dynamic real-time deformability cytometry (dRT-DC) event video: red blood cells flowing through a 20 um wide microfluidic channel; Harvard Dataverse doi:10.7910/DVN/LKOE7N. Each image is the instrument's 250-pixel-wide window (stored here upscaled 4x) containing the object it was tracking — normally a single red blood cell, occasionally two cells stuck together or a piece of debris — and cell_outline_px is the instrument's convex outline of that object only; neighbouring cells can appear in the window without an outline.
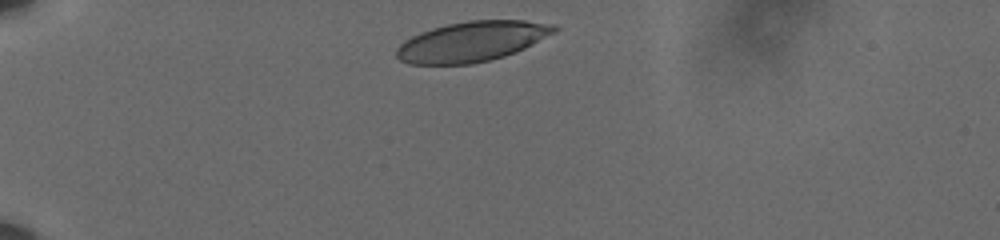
{"species": "human", "species_latin": "Homo sapiens", "temperature_condition": "cold", "stored_images_in_passage": 10, "camera_frame_rate_fps": 3000, "um_per_image_px": 0.085, "donor": {"sex": "male"}, "frame": {"image": 1, "passage_image": 1, "time_ms": 0.0, "image_size_px": [1000, 240], "cell_outline_px": [[560, 28], [556, 32], [516, 52], [504, 56], [472, 64], [408, 64], [400, 60], [396, 56], [396, 48], [404, 40], [420, 32], [432, 28], [448, 24], [468, 20], [524, 20], [556, 24]], "centroid_in_image_um": [40.12, 3.52], "position_along_channel_um": 44.9, "area_um2": 36.99}}
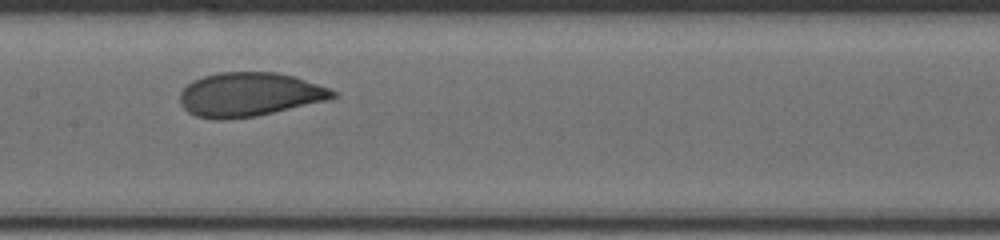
{"frame": {"image": 2, "passage_image": 6, "time_ms": 1.667, "image_size_px": [1000, 240], "cell_outline_px": [[340, 96], [328, 100], [256, 116], [224, 120], [216, 120], [196, 116], [188, 112], [180, 104], [180, 92], [192, 80], [204, 76], [220, 72], [276, 72], [296, 76], [328, 88], [336, 92]], "centroid_in_image_um": [21.2, 8.03], "position_along_channel_um": 186.2, "area_um2": 39.3}}
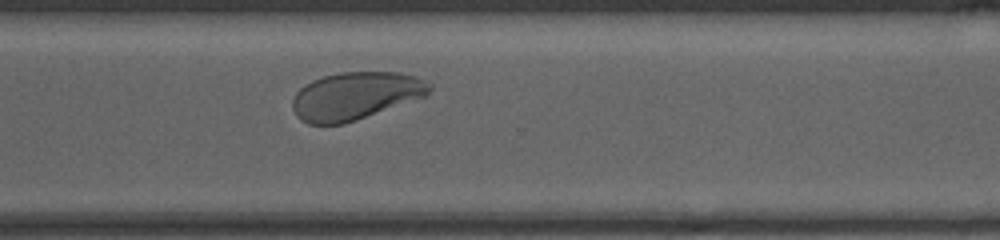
{"frame": {"image": 3, "passage_image": 10, "time_ms": 3.0, "image_size_px": [1000, 240], "cell_outline_px": [[432, 88], [424, 96], [356, 120], [344, 124], [308, 124], [300, 120], [296, 116], [292, 108], [292, 100], [296, 92], [304, 84], [312, 80], [324, 76], [340, 72], [400, 72], [416, 76], [432, 84]], "centroid_in_image_um": [30.17, 8.14], "position_along_channel_um": 340.4, "area_um2": 37.97}}